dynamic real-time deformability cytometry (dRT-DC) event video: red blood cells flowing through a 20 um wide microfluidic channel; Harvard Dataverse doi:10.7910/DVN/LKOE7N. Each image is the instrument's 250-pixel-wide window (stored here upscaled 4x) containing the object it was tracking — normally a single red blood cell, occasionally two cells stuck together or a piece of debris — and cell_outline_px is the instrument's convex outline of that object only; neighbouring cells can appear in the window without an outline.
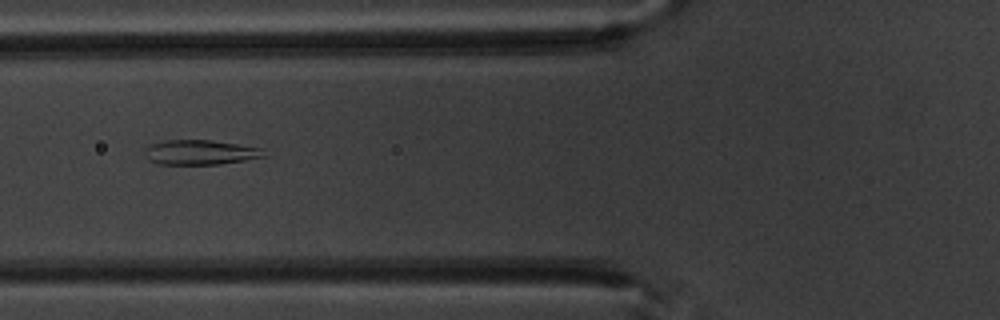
{"species": "common noctule bat (a hibernating species)", "species_latin": "Nyctalus noctula", "temperature_condition": "warm", "stored_images_in_passage": 7, "camera_frame_rate_fps": 3000, "um_per_image_px": 0.085, "animal": {"sex": "male", "body_mass_g": 20.1, "forearm_length_mm": 53.5}, "frame": {"image": 1, "passage_image": 6, "time_ms": 6.0, "image_size_px": [1000, 320], "cell_outline_px": [[268, 156], [220, 164], [156, 164], [148, 160], [144, 152], [144, 148], [152, 144], [164, 140], [212, 140], [264, 148]], "centroid_in_image_um": [17.04, 12.94], "position_along_channel_um": 108.8, "area_um2": 17.4}}